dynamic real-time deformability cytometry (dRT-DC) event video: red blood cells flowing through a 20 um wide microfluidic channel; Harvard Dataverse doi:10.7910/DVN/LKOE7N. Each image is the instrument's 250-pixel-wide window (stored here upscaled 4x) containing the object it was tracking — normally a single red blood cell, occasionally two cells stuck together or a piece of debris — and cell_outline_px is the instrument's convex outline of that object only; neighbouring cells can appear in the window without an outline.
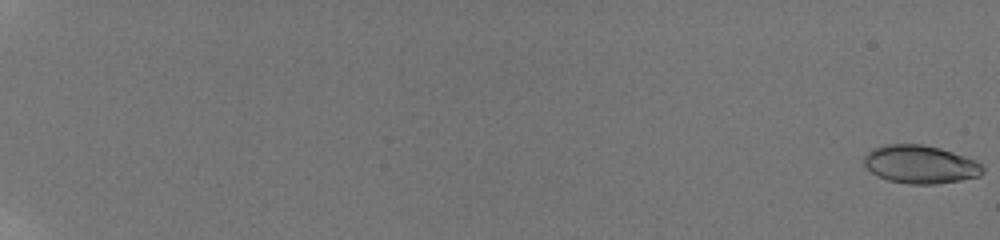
{"species": "human", "species_latin": "Homo sapiens", "temperature_condition": "room temperature", "stored_images_in_passage": 58, "camera_frame_rate_fps": 3000, "um_per_image_px": 0.085, "donor": {"sex": "male"}, "frame": {"image": 1, "passage_image": 1, "time_ms": 0.0, "image_size_px": [1000, 240], "cell_outline_px": [[984, 172], [980, 176], [960, 180], [936, 184], [908, 184], [888, 180], [876, 176], [864, 164], [864, 156], [872, 148], [884, 144], [924, 144], [940, 148], [976, 160], [984, 168]], "centroid_in_image_um": [78.22, 13.97], "position_along_channel_um": 6.8, "area_um2": 26.53}}
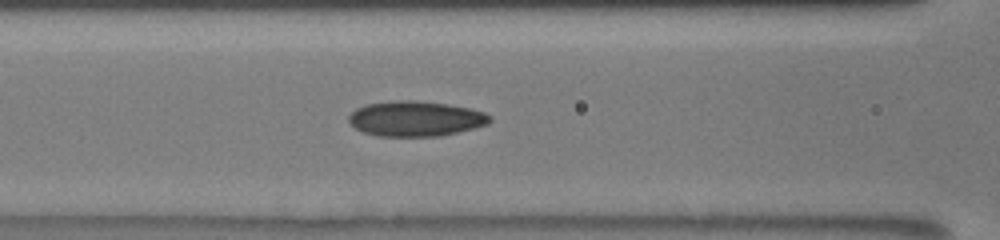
{"frame": {"image": 2, "passage_image": 28, "time_ms": 10.0, "image_size_px": [1000, 240], "cell_outline_px": [[492, 120], [488, 124], [440, 136], [376, 136], [364, 132], [356, 128], [348, 120], [348, 116], [356, 108], [368, 104], [400, 100], [416, 100], [448, 104], [468, 108], [484, 112], [492, 116]], "centroid_in_image_um": [35.33, 10.08], "position_along_channel_um": 131.3, "area_um2": 28.78}}
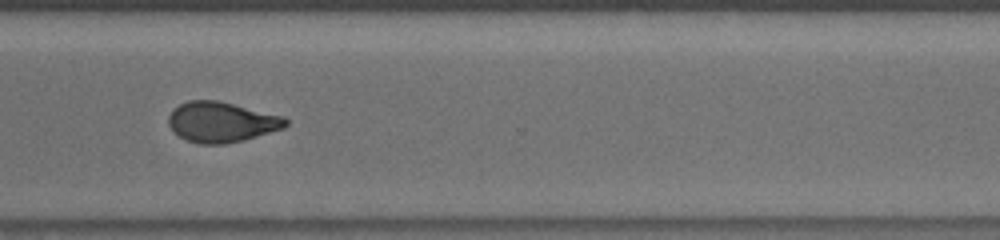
{"frame": {"image": 3, "passage_image": 43, "time_ms": 15.667, "image_size_px": [1000, 240], "cell_outline_px": [[288, 124], [284, 128], [244, 140], [224, 144], [200, 144], [188, 140], [180, 136], [168, 124], [168, 116], [180, 104], [188, 100], [216, 100], [284, 116], [288, 120]], "centroid_in_image_um": [18.86, 10.37], "position_along_channel_um": 351.7, "area_um2": 27.28}, "authors_computed_cell_mechanics": {"area_um2": 26.6169, "velocity_mm_per_s": 3.9014, "shape_relaxation_time_tau1_ms": 8.3592, "shape_relaxation_time_tau2_ms": 2.1809, "deformation_change_tau1": 0.2023, "deformation_change_tau2": 0.0705}}